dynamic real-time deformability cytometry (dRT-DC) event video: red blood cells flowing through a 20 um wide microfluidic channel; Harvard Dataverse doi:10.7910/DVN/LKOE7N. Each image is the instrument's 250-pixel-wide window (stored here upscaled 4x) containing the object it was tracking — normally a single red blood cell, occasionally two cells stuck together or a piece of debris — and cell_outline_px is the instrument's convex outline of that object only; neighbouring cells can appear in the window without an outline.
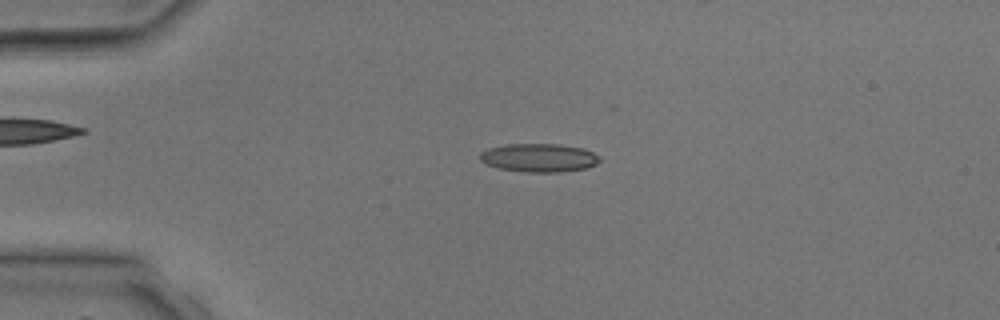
{"species": "common noctule bat (a hibernating species)", "species_latin": "Nyctalus noctula", "temperature_condition": "room temperature", "stored_images_in_passage": 4, "camera_frame_rate_fps": 3000, "um_per_image_px": 0.085, "animal": {"sex": "male", "body_mass_g": 17.9, "forearm_length_mm": 54.2}, "frame": {"image": 1, "passage_image": 2, "time_ms": 2.0, "image_size_px": [1000, 320], "cell_outline_px": [[600, 160], [596, 164], [588, 168], [560, 172], [524, 172], [500, 168], [488, 164], [480, 160], [480, 152], [488, 148], [508, 144], [560, 144], [584, 148], [600, 156]], "centroid_in_image_um": [45.85, 13.4], "position_along_channel_um": 39.2, "area_um2": 19.88}}